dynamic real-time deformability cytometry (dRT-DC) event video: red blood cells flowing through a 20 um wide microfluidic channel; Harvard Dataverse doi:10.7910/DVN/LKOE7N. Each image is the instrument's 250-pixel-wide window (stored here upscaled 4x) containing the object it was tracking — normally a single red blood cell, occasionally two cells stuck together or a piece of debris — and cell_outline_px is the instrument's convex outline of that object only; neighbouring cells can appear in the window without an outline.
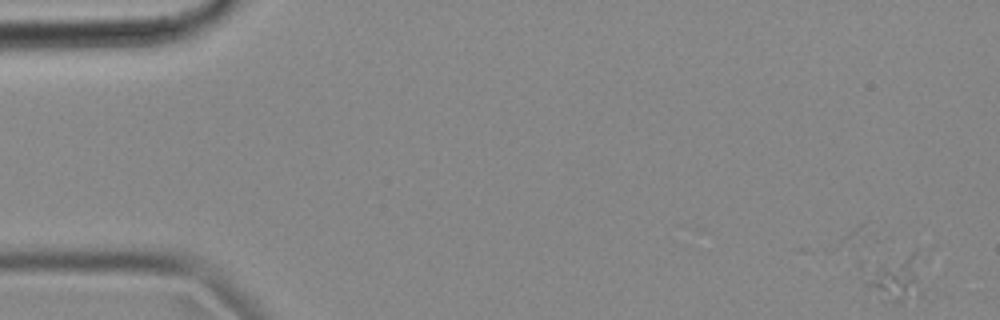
{"species": "common noctule bat (a hibernating species)", "species_latin": "Nyctalus noctula", "temperature_condition": "cold", "stored_images_in_passage": 16, "camera_frame_rate_fps": 3000, "um_per_image_px": 0.085, "animal": {"sex": "female", "body_mass_g": 18.4}, "frame": {"image": 1, "passage_image": 1, "time_ms": 0.0, "image_size_px": [1000, 320], "cell_outline_px": [[920, 292], [904, 304], [900, 304], [884, 300], [868, 288], [864, 284], [860, 268], [860, 260], [916, 248]], "centroid_in_image_um": [75.87, 23.45], "position_along_channel_um": 9.1, "area_um2": 17.8}}
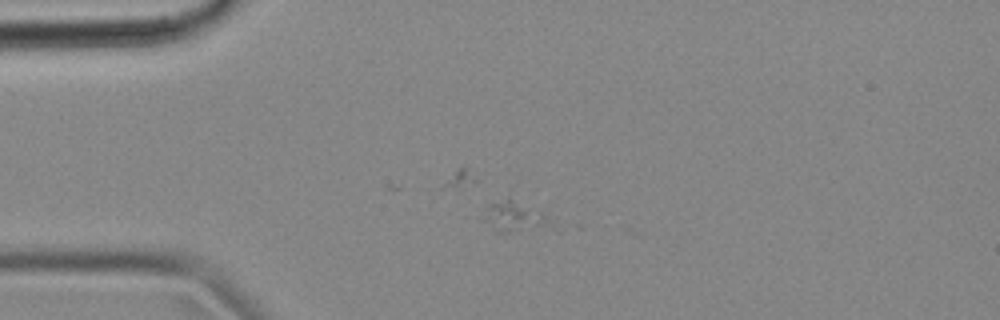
{"frame": {"image": 2, "passage_image": 13, "time_ms": 4.0, "image_size_px": [1000, 320], "cell_outline_px": [[544, 224], [512, 232], [496, 232], [480, 220], [488, 204], [508, 196], [540, 212], [544, 216]], "centroid_in_image_um": [43.43, 18.36], "position_along_channel_um": 41.6, "area_um2": 11.16}}